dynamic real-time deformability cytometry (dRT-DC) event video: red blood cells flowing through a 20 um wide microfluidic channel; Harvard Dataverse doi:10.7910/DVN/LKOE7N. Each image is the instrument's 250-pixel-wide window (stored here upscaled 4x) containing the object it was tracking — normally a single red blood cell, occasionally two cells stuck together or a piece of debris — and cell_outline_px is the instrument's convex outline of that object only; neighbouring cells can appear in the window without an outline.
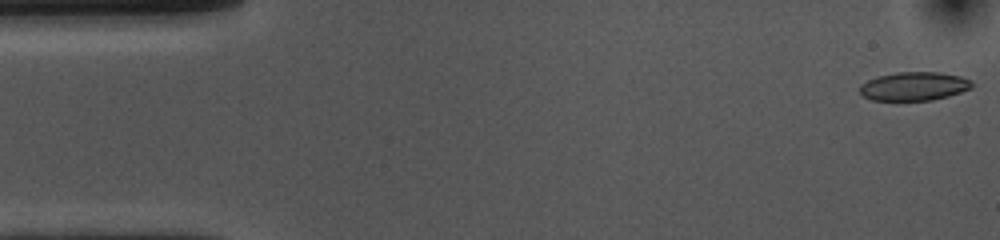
{"species": "common noctule bat (a hibernating species)", "species_latin": "Nyctalus noctula", "temperature_condition": "cold", "stored_images_in_passage": 53, "camera_frame_rate_fps": 3000, "um_per_image_px": 0.085, "animal": {"sex": "female", "body_mass_g": 10.0, "forearm_length_mm": 53.1}, "frame": {"image": 1, "passage_image": 1, "time_ms": 0.0, "image_size_px": [1000, 240], "cell_outline_px": [[972, 88], [948, 96], [932, 100], [872, 100], [864, 96], [860, 92], [860, 84], [876, 76], [896, 72], [940, 72], [960, 76], [972, 80]], "centroid_in_image_um": [77.69, 7.32], "position_along_channel_um": 7.3, "area_um2": 18.73}}
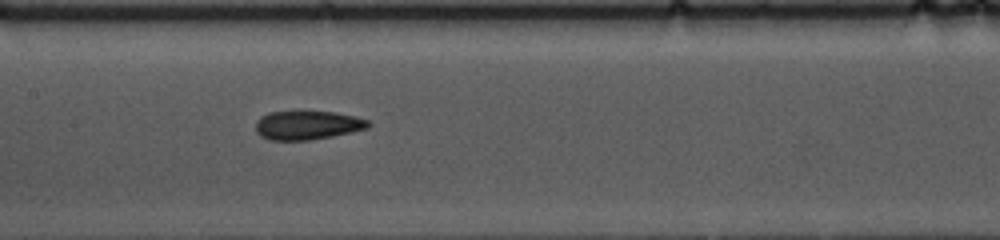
{"frame": {"image": 2, "passage_image": 24, "time_ms": 7.667, "image_size_px": [1000, 240], "cell_outline_px": [[372, 124], [368, 128], [352, 132], [312, 140], [272, 140], [260, 136], [256, 132], [256, 120], [260, 116], [268, 112], [336, 112], [356, 116], [368, 120]], "centroid_in_image_um": [26.14, 10.64], "position_along_channel_um": 181.3, "area_um2": 19.02}}
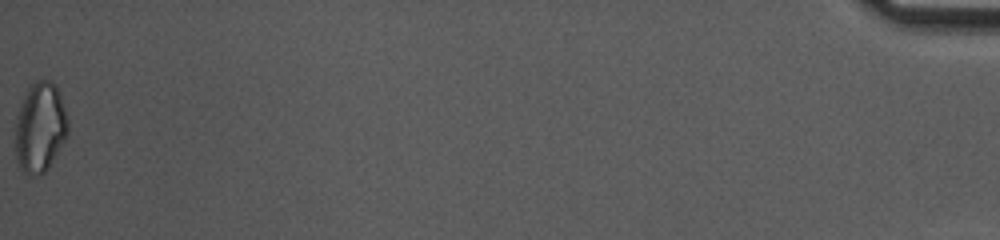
{"frame": {"image": 3, "passage_image": 53, "time_ms": 17.333, "image_size_px": [1000, 240], "cell_outline_px": [[68, 136], [48, 168], [44, 172], [24, 172], [20, 168], [16, 156], [16, 116], [24, 96], [28, 88], [36, 80], [52, 80], [56, 84], [68, 120]], "centroid_in_image_um": [3.43, 10.78], "position_along_channel_um": 431.8, "area_um2": 27.22}, "authors_computed_cell_mechanics": {"area_um2": 19.363, "velocity_mm_per_s": 3.702, "shape_relaxation_time_tau1_ms": 6.4188, "shape_relaxation_time_tau2_ms": 3.9445, "deformation_change_tau1": 0.149, "deformation_change_tau2": 0.1126}}